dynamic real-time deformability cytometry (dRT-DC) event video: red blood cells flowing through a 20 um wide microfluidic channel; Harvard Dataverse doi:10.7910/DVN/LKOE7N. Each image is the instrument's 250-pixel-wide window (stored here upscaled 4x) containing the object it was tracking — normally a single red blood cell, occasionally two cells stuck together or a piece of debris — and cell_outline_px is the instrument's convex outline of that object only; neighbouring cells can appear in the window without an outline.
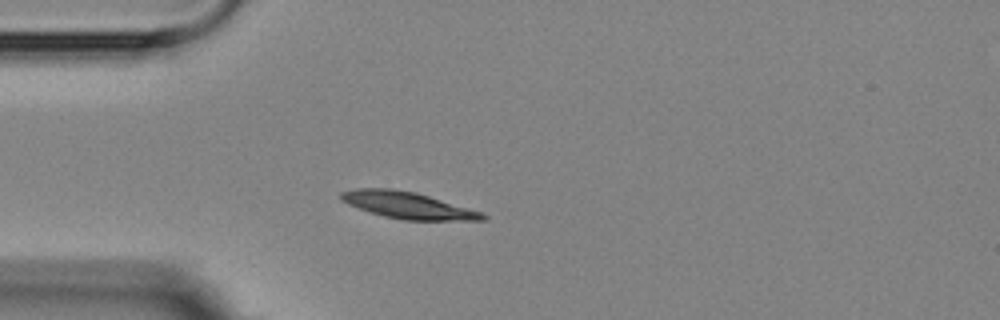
{"species": "Egyptian fruit bat (a non-hibernating species)", "species_latin": "Rousettus aegyptiacus", "temperature_condition": "room temperature", "stored_images_in_passage": 4, "camera_frame_rate_fps": 3000, "um_per_image_px": 0.085, "animal": {"sex": "female"}, "frame": {"image": 1, "passage_image": 3, "time_ms": 2.333, "image_size_px": [1000, 320], "cell_outline_px": [[488, 216], [484, 220], [404, 220], [384, 216], [348, 204], [340, 200], [340, 192], [356, 188], [392, 188], [416, 192], [484, 212]], "centroid_in_image_um": [34.69, 17.44], "position_along_channel_um": 50.3, "area_um2": 22.02}}